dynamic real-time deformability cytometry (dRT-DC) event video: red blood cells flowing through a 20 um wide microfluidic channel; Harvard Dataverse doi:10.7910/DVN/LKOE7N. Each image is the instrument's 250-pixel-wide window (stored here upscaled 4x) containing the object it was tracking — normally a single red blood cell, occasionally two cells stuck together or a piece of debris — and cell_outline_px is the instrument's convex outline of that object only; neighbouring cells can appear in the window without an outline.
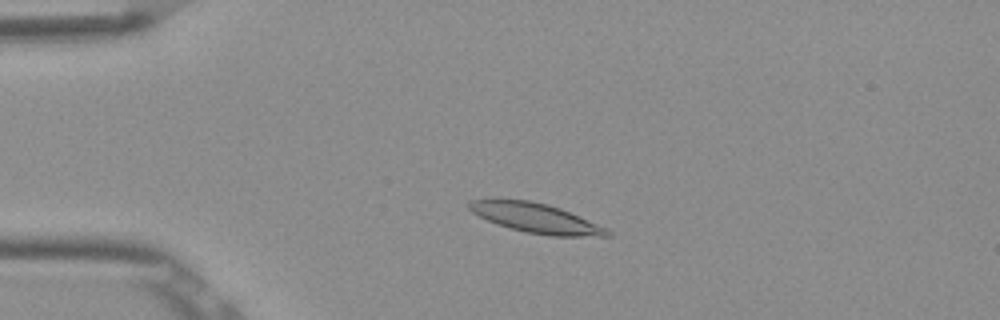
{"species": "Egyptian fruit bat (a non-hibernating species)", "species_latin": "Rousettus aegyptiacus", "temperature_condition": "room temperature", "stored_images_in_passage": 4, "camera_frame_rate_fps": 3000, "um_per_image_px": 0.085, "frame": {"image": 1, "passage_image": 3, "time_ms": 0.667, "image_size_px": [1000, 320], "cell_outline_px": [[612, 236], [552, 236], [524, 232], [496, 224], [472, 212], [468, 208], [468, 200], [496, 196], [528, 200], [548, 204], [560, 208], [580, 216], [608, 228], [612, 232]], "centroid_in_image_um": [45.49, 18.49], "position_along_channel_um": 39.5, "area_um2": 24.57}}
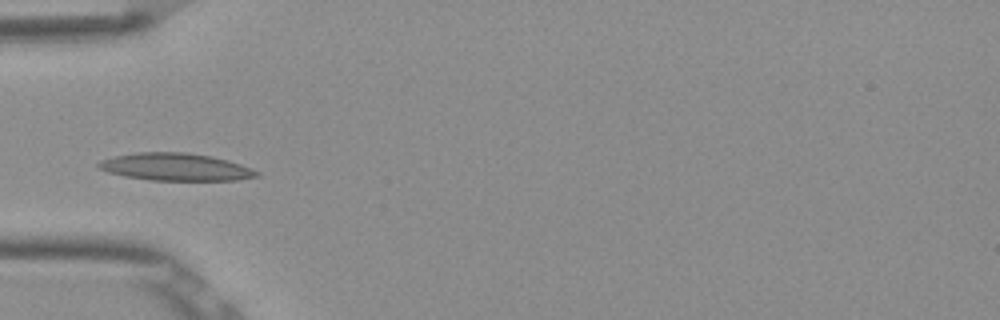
{"frame": {"image": 2, "passage_image": 4, "time_ms": 1.0, "image_size_px": [1000, 320], "cell_outline_px": [[260, 176], [236, 180], [148, 180], [124, 176], [108, 172], [96, 168], [96, 164], [100, 160], [112, 156], [136, 152], [188, 152], [212, 156], [228, 160], [252, 168], [260, 172]], "centroid_in_image_um": [14.9, 14.18], "position_along_channel_um": 70.1, "area_um2": 25.61}}